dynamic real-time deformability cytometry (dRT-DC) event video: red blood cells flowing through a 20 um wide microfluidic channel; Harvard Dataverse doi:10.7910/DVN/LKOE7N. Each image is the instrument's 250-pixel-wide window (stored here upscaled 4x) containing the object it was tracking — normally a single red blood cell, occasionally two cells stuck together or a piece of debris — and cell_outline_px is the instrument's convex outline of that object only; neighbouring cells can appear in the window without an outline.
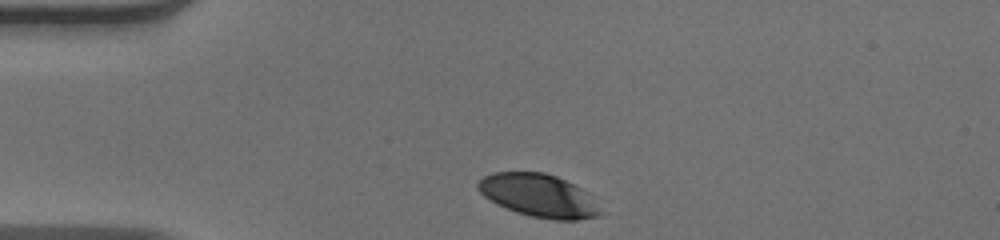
{"species": "human", "species_latin": "Homo sapiens", "temperature_condition": "warm", "stored_images_in_passage": 32, "camera_frame_rate_fps": 3000, "um_per_image_px": 0.085, "donor": {"sex": "male"}, "frame": {"image": 1, "passage_image": 1, "time_ms": 0.0, "image_size_px": [1000, 240], "cell_outline_px": [[604, 212], [596, 216], [576, 220], [556, 220], [532, 216], [516, 212], [496, 204], [484, 196], [476, 188], [476, 184], [484, 176], [492, 172], [544, 172], [556, 176], [588, 192]], "centroid_in_image_um": [45.78, 16.62], "position_along_channel_um": 39.2, "area_um2": 30.63}}
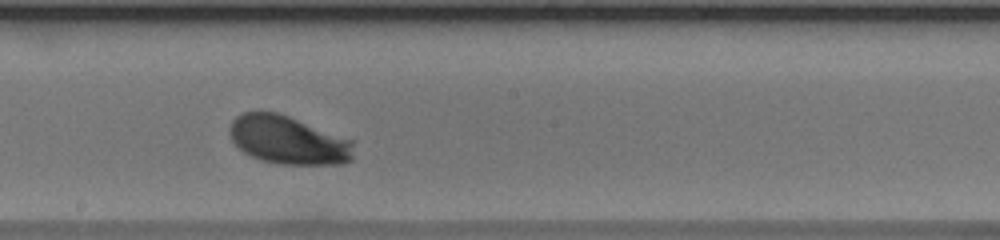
{"frame": {"image": 2, "passage_image": 18, "time_ms": 5.667, "image_size_px": [1000, 240], "cell_outline_px": [[352, 160], [344, 164], [276, 164], [260, 160], [244, 152], [232, 140], [228, 132], [228, 128], [232, 120], [236, 116], [244, 112], [276, 112], [288, 116], [352, 140]], "centroid_in_image_um": [24.46, 11.92], "position_along_channel_um": 223.7, "area_um2": 34.74}}
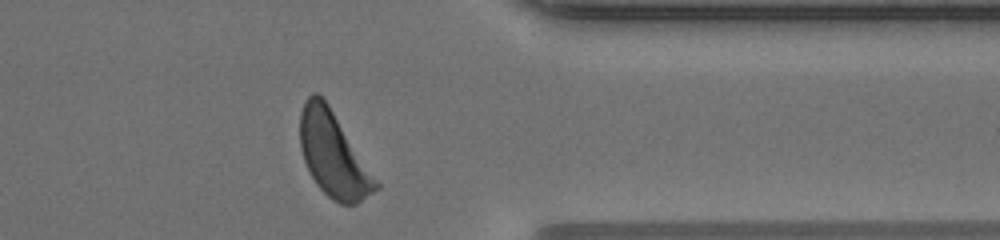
{"frame": {"image": 3, "passage_image": 31, "time_ms": 10.0, "image_size_px": [1000, 240], "cell_outline_px": [[380, 188], [356, 204], [340, 204], [332, 200], [316, 184], [304, 160], [300, 148], [300, 112], [304, 100], [312, 92], [316, 92], [328, 104], [380, 184]], "centroid_in_image_um": [28.32, 13.15], "position_along_channel_um": 383.1, "area_um2": 36.93}, "authors_computed_cell_mechanics": {"area_um2": 34.7089, "velocity_mm_per_s": 3.9035, "shape_relaxation_time_tau1_ms": 1.6581, "shape_relaxation_time_tau2_ms": null, "deformation_change_tau1": 0.1135, "deformation_change_tau2": null}}